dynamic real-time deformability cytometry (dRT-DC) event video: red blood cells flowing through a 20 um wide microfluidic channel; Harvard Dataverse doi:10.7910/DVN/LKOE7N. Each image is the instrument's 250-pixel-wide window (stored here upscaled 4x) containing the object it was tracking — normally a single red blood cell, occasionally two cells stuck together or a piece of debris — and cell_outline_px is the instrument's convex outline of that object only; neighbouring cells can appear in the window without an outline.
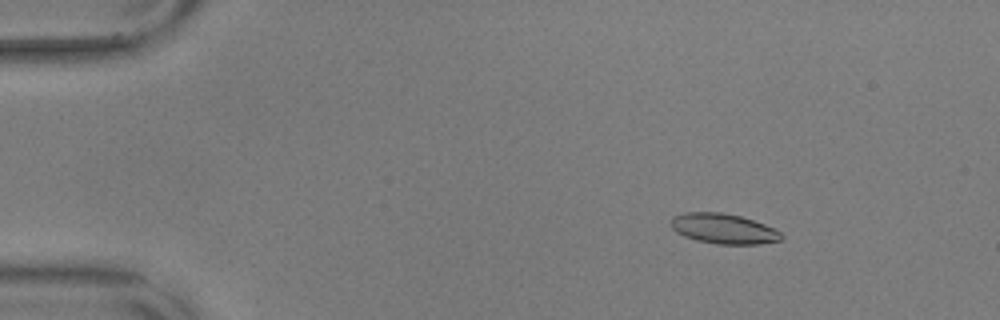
{"species": "common noctule bat (a hibernating species)", "species_latin": "Nyctalus noctula", "temperature_condition": "warm", "stored_images_in_passage": 56, "camera_frame_rate_fps": 3000, "um_per_image_px": 0.085, "animal": {"sex": "male", "body_mass_g": 17.9, "forearm_length_mm": 54.2}, "frame": {"image": 1, "passage_image": 8, "time_ms": 2.333, "image_size_px": [1000, 320], "cell_outline_px": [[784, 236], [780, 240], [760, 244], [716, 244], [696, 240], [684, 236], [676, 232], [672, 228], [672, 216], [684, 212], [720, 212], [740, 216], [764, 224], [780, 232]], "centroid_in_image_um": [61.48, 19.44], "position_along_channel_um": 23.5, "area_um2": 19.31}}
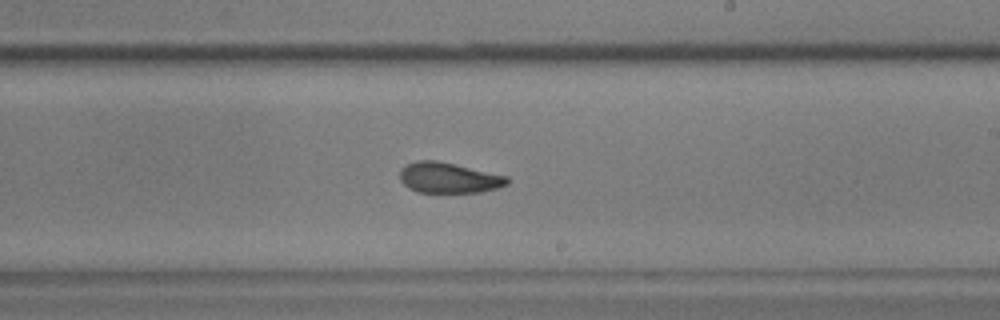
{"frame": {"image": 2, "passage_image": 34, "time_ms": 11.0, "image_size_px": [1000, 320], "cell_outline_px": [[508, 184], [496, 188], [480, 192], [416, 192], [408, 188], [400, 180], [400, 168], [404, 164], [420, 160], [436, 160], [508, 176]], "centroid_in_image_um": [38.1, 15.11], "position_along_channel_um": 250.9, "area_um2": 19.07}}
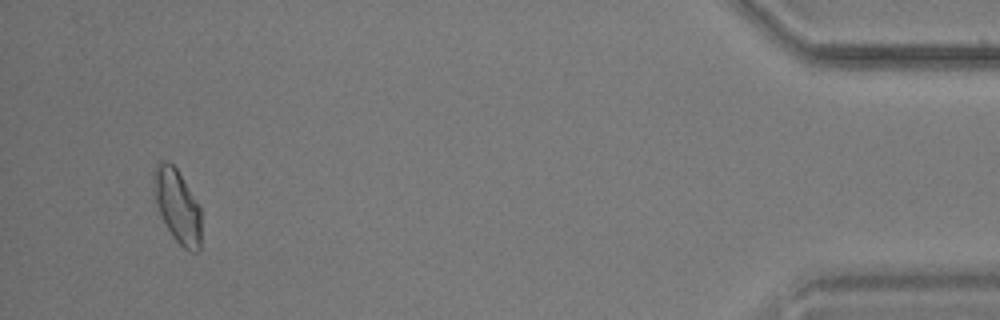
{"frame": {"image": 3, "passage_image": 54, "time_ms": 17.667, "image_size_px": [1000, 320], "cell_outline_px": [[200, 248], [196, 252], [192, 252], [184, 248], [172, 236], [152, 196], [152, 172], [156, 164], [160, 160], [168, 160], [176, 168], [200, 208]], "centroid_in_image_um": [15.02, 17.46], "position_along_channel_um": 420.2, "area_um2": 20.29}, "authors_computed_cell_mechanics": {"area_um2": 19.7098, "velocity_mm_per_s": 3.5783, "shape_relaxation_time_tau1_ms": 9.5977, "shape_relaxation_time_tau2_ms": 2.6514, "deformation_change_tau1": 0.2207, "deformation_change_tau2": 0.092}}